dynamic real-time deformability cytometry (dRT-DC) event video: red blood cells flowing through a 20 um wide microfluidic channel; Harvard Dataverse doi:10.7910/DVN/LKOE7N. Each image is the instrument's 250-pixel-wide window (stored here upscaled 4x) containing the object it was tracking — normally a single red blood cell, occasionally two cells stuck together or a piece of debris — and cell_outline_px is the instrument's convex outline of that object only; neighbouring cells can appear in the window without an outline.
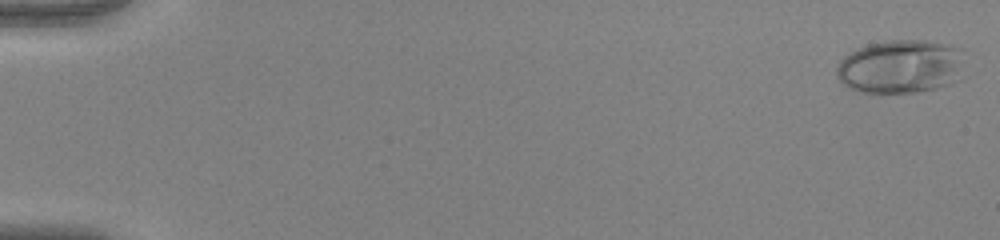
{"species": "human", "species_latin": "Homo sapiens", "temperature_condition": "warm", "stored_images_in_passage": 53, "camera_frame_rate_fps": 3000, "um_per_image_px": 0.085, "donor": {"sex": "female"}, "frame": {"image": 1, "passage_image": 1, "time_ms": 0.0, "image_size_px": [1000, 240], "cell_outline_px": [[960, 80], [952, 84], [916, 92], [860, 92], [848, 88], [836, 76], [836, 68], [840, 60], [844, 56], [856, 48], [868, 44], [888, 40], [928, 40], [948, 44], [960, 48]], "centroid_in_image_um": [76.51, 5.65], "position_along_channel_um": 8.5, "area_um2": 40.06}}
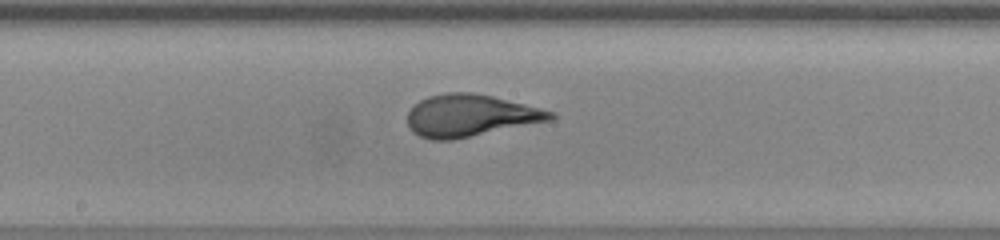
{"frame": {"image": 2, "passage_image": 30, "time_ms": 9.667, "image_size_px": [1000, 240], "cell_outline_px": [[556, 116], [552, 120], [452, 140], [432, 140], [420, 136], [412, 132], [408, 124], [408, 112], [420, 100], [428, 96], [448, 92], [472, 92], [492, 96], [556, 112]], "centroid_in_image_um": [39.98, 9.82], "position_along_channel_um": 208.2, "area_um2": 34.91}}
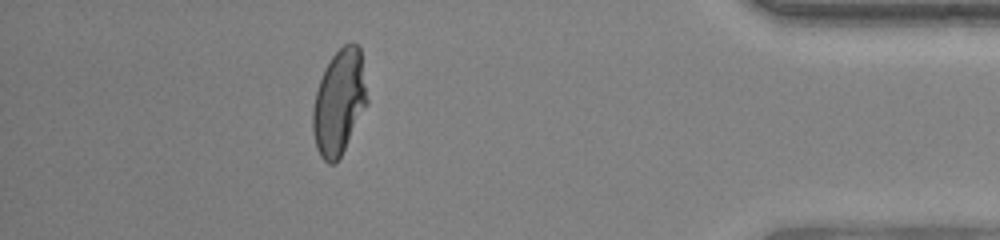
{"frame": {"image": 3, "passage_image": 48, "time_ms": 15.667, "image_size_px": [1000, 240], "cell_outline_px": [[368, 104], [336, 164], [328, 164], [320, 156], [316, 148], [312, 132], [312, 108], [316, 92], [324, 68], [332, 56], [344, 44], [352, 40], [360, 48], [368, 100]], "centroid_in_image_um": [28.82, 8.69], "position_along_channel_um": 406.4, "area_um2": 33.47}, "authors_computed_cell_mechanics": {"area_um2": 34.7956, "velocity_mm_per_s": 3.9488, "shape_relaxation_time_tau1_ms": 6.9194, "shape_relaxation_time_tau2_ms": null, "deformation_change_tau1": 0.2917, "deformation_change_tau2": null}}